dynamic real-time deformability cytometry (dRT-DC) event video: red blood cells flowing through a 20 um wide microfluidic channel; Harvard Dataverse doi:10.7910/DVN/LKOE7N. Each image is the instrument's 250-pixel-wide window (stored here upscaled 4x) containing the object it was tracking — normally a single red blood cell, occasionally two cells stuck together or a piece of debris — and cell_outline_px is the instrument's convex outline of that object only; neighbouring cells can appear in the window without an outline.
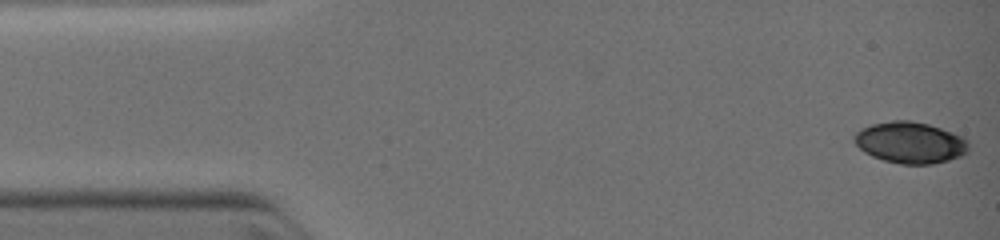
{"species": "common noctule bat (a hibernating species)", "species_latin": "Nyctalus noctula", "temperature_condition": "warm", "stored_images_in_passage": 38, "camera_frame_rate_fps": 3000, "um_per_image_px": 0.085, "animal": {"sex": "female", "body_mass_g": 19.0, "forearm_length_mm": 51.5}, "frame": {"image": 1, "passage_image": 1, "time_ms": 0.0, "image_size_px": [1000, 240], "cell_outline_px": [[968, 152], [960, 156], [948, 160], [932, 164], [900, 164], [884, 160], [872, 156], [864, 152], [852, 140], [856, 132], [872, 124], [892, 120], [908, 120], [928, 124], [952, 132], [968, 140]], "centroid_in_image_um": [77.36, 12.12], "position_along_channel_um": 7.6, "area_um2": 27.46}}
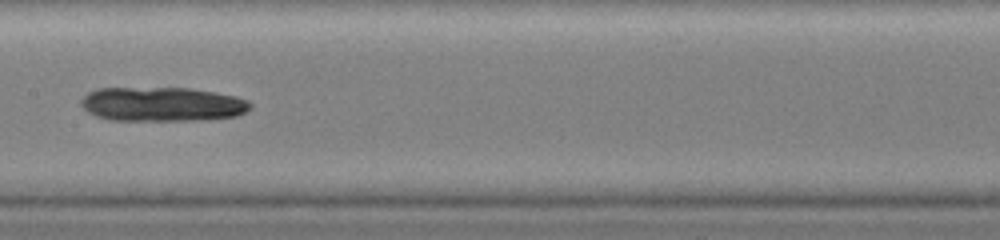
{"frame": {"image": 2, "passage_image": 19, "time_ms": 6.0, "image_size_px": [1000, 240], "cell_outline_px": [[252, 108], [236, 116], [208, 120], [112, 120], [96, 116], [88, 112], [80, 104], [80, 100], [88, 92], [96, 88], [188, 88], [236, 96], [248, 100], [252, 104]], "centroid_in_image_um": [13.79, 8.86], "position_along_channel_um": 193.6, "area_um2": 33.93}}
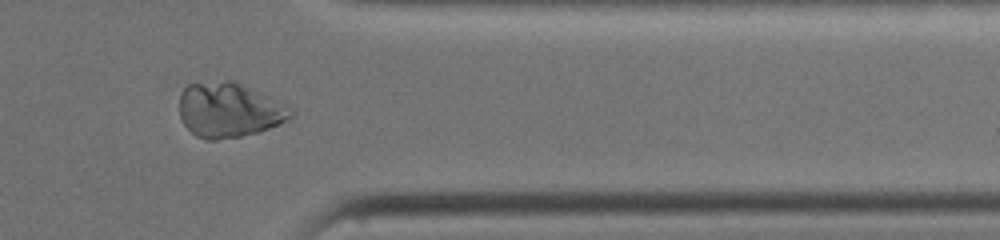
{"frame": {"image": 3, "passage_image": 31, "time_ms": 10.0, "image_size_px": [1000, 240], "cell_outline_px": [[296, 112], [288, 120], [280, 124], [260, 132], [240, 136], [216, 140], [208, 140], [196, 136], [184, 124], [180, 116], [180, 92], [188, 84], [224, 80], [236, 80], [292, 108]], "centroid_in_image_um": [19.49, 9.35], "position_along_channel_um": 391.9, "area_um2": 35.78}}